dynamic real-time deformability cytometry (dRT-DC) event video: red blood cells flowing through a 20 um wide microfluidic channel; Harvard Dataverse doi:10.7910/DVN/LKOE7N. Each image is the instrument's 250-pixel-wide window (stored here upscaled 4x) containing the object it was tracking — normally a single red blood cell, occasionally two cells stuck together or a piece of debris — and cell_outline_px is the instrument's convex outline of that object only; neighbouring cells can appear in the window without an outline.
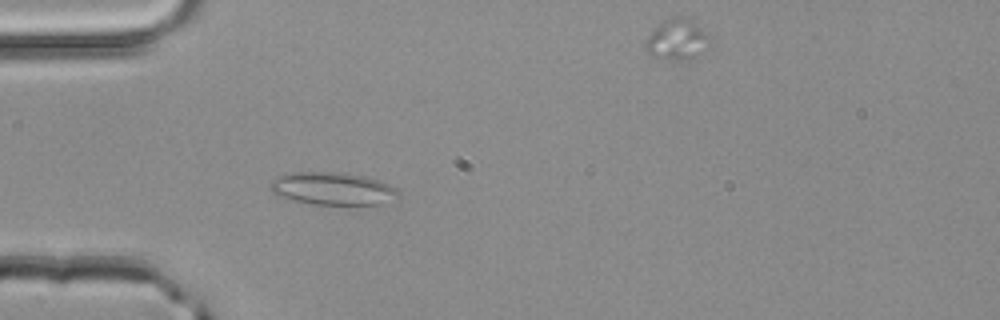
{"species": "common noctule bat (a hibernating species)", "species_latin": "Nyctalus noctula", "temperature_condition": "room temperature", "stored_images_in_passage": 5, "segment_of_instrument_passage": [1, 2], "camera_frame_rate_fps": 3000, "um_per_image_px": 0.085, "animal": {"sex": "male", "body_mass_g": 20.4}, "frame": {"image": 1, "passage_image": 4, "time_ms": 1.0, "image_size_px": [1000, 320], "cell_outline_px": [[400, 196], [380, 204], [312, 204], [288, 200], [276, 196], [268, 188], [268, 184], [272, 180], [280, 176], [296, 172], [340, 172], [364, 176], [388, 184], [396, 188]], "centroid_in_image_um": [28.2, 16.04], "position_along_channel_um": 56.8, "area_um2": 24.39}}